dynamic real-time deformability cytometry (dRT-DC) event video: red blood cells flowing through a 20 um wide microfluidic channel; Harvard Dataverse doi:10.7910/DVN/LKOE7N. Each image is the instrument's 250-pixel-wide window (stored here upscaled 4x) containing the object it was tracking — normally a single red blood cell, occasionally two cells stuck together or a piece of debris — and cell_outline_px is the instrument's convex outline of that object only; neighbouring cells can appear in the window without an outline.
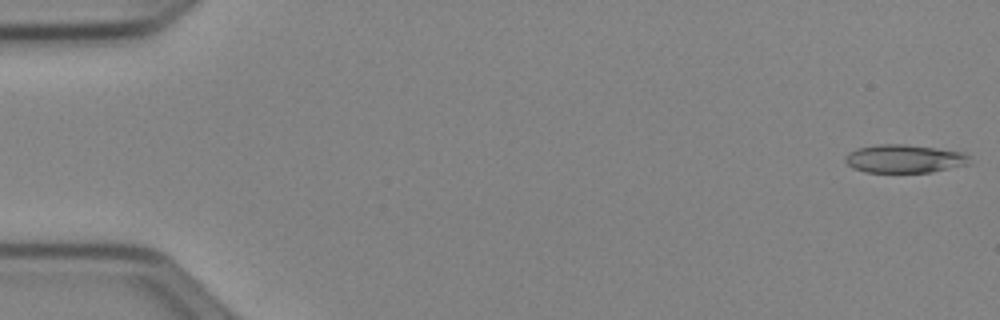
{"species": "Egyptian fruit bat (a non-hibernating species)", "species_latin": "Rousettus aegyptiacus", "temperature_condition": "cold", "stored_images_in_passage": 51, "camera_frame_rate_fps": 3000, "um_per_image_px": 0.085, "animal": {"sex": "female"}, "frame": {"image": 1, "passage_image": 1, "time_ms": 0.0, "image_size_px": [1000, 320], "cell_outline_px": [[972, 164], [932, 172], [864, 172], [852, 168], [844, 160], [848, 152], [856, 148], [880, 144], [904, 144], [936, 148], [964, 152], [968, 156]], "centroid_in_image_um": [76.89, 13.49], "position_along_channel_um": 8.1, "area_um2": 20.63}}
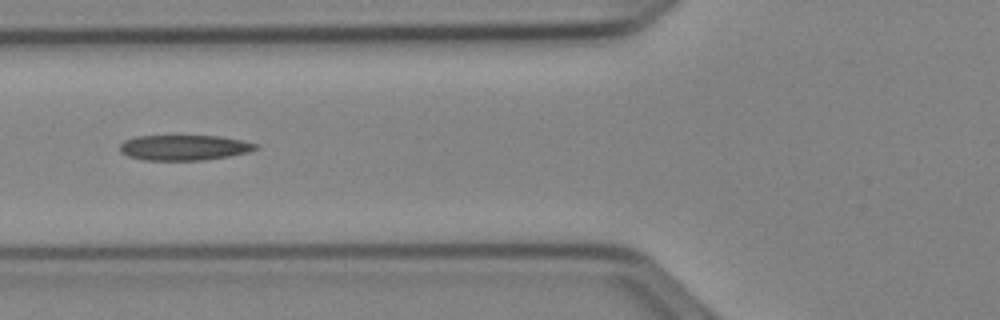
{"frame": {"image": 2, "passage_image": 20, "time_ms": 6.333, "image_size_px": [1000, 320], "cell_outline_px": [[260, 148], [248, 152], [228, 156], [204, 160], [144, 160], [128, 156], [120, 152], [120, 144], [124, 140], [136, 136], [220, 136], [244, 140], [260, 144]], "centroid_in_image_um": [15.69, 12.54], "position_along_channel_um": 110.1, "area_um2": 20.23}}
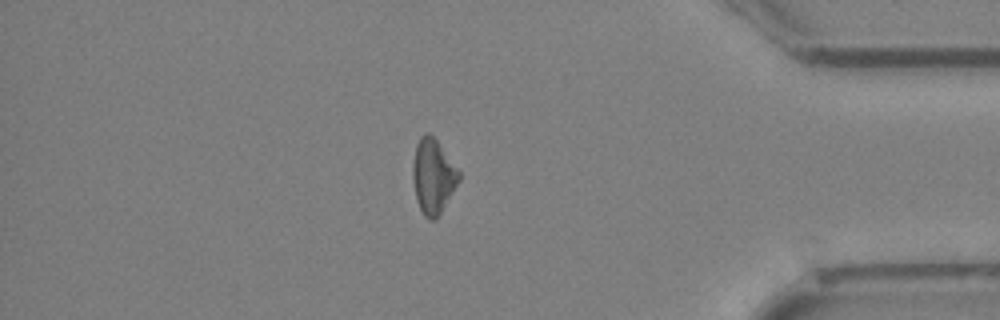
{"frame": {"image": 3, "passage_image": 44, "time_ms": 14.333, "image_size_px": [1000, 320], "cell_outline_px": [[460, 180], [436, 220], [428, 220], [424, 216], [416, 200], [412, 180], [412, 164], [416, 144], [420, 136], [424, 132], [428, 132], [436, 140], [460, 172]], "centroid_in_image_um": [36.79, 14.99], "position_along_channel_um": 398.4, "area_um2": 20.11}}